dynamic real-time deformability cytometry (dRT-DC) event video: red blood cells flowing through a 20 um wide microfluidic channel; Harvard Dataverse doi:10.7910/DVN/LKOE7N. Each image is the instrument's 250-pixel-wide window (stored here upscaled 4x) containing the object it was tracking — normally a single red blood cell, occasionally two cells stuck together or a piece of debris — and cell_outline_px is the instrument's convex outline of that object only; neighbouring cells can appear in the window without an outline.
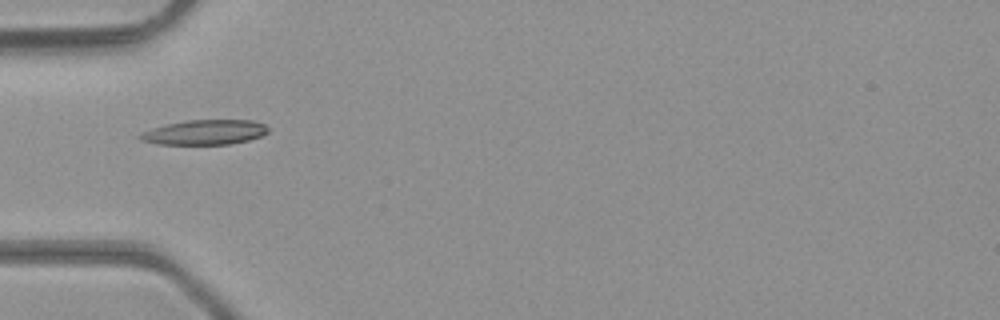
{"species": "common noctule bat (a hibernating species)", "species_latin": "Nyctalus noctula", "temperature_condition": "room temperature", "stored_images_in_passage": 5, "camera_frame_rate_fps": 3000, "um_per_image_px": 0.085, "animal": {"sex": "male", "body_mass_g": 23.1, "forearm_length_mm": 52.7}, "frame": {"image": 1, "passage_image": 4, "time_ms": 1.0, "image_size_px": [1000, 320], "cell_outline_px": [[268, 132], [260, 136], [248, 140], [228, 144], [156, 144], [140, 140], [136, 136], [152, 128], [168, 124], [188, 120], [252, 120], [264, 124], [268, 128]], "centroid_in_image_um": [17.39, 11.24], "position_along_channel_um": 67.6, "area_um2": 18.38}}
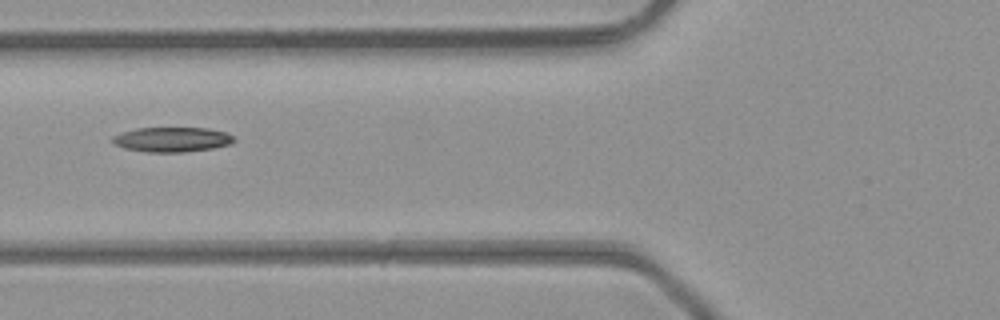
{"frame": {"image": 2, "passage_image": 5, "time_ms": 1.333, "image_size_px": [1000, 320], "cell_outline_px": [[236, 140], [232, 144], [212, 148], [184, 152], [148, 152], [124, 148], [112, 144], [112, 136], [136, 128], [208, 128], [228, 132]], "centroid_in_image_um": [14.64, 11.86], "position_along_channel_um": 111.2, "area_um2": 17.63}}